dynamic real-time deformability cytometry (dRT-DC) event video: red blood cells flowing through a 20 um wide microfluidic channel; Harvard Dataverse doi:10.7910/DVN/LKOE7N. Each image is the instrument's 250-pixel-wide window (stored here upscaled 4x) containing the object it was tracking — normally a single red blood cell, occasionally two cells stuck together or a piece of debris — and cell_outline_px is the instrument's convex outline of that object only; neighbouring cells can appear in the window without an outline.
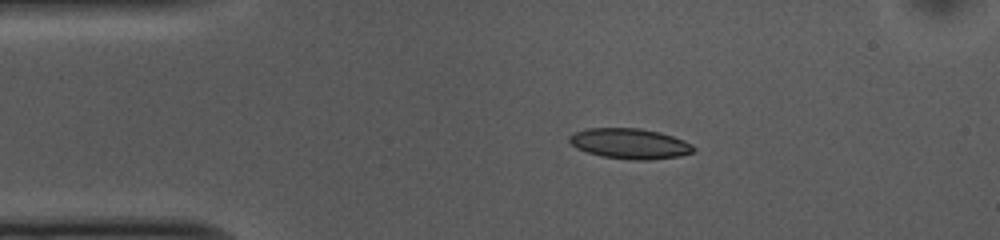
{"species": "common noctule bat (a hibernating species)", "species_latin": "Nyctalus noctula", "temperature_condition": "cold", "stored_images_in_passage": 51, "camera_frame_rate_fps": 3000, "um_per_image_px": 0.085, "animal": {"sex": "female", "body_mass_g": 10.0, "forearm_length_mm": 53.1}, "frame": {"image": 1, "passage_image": 8, "time_ms": 2.333, "image_size_px": [1000, 240], "cell_outline_px": [[696, 148], [692, 152], [680, 156], [652, 160], [632, 160], [600, 156], [576, 148], [568, 140], [568, 136], [576, 132], [588, 128], [640, 128], [660, 132], [684, 140], [692, 144]], "centroid_in_image_um": [53.55, 12.21], "position_along_channel_um": 31.5, "area_um2": 22.08}}
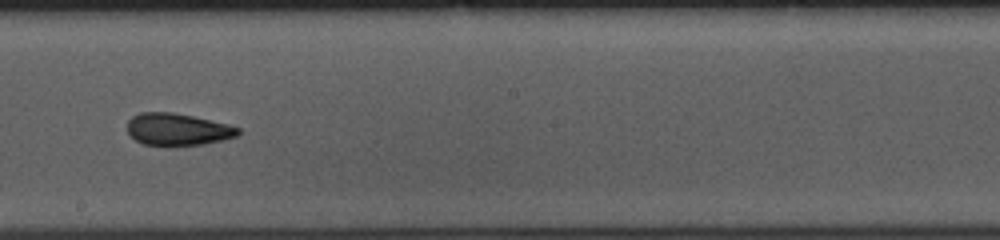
{"frame": {"image": 2, "passage_image": 27, "time_ms": 8.667, "image_size_px": [1000, 240], "cell_outline_px": [[240, 132], [236, 136], [204, 144], [168, 148], [144, 144], [136, 140], [128, 132], [128, 120], [132, 116], [140, 112], [172, 112], [192, 116], [228, 124], [240, 128]], "centroid_in_image_um": [15.07, 11.02], "position_along_channel_um": 233.1, "area_um2": 21.1}}
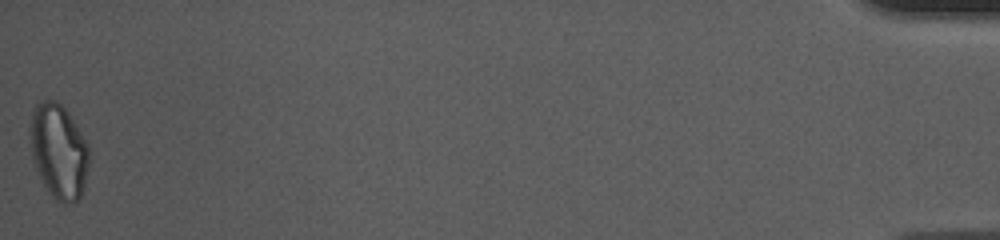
{"frame": {"image": 3, "passage_image": 51, "time_ms": 16.667, "image_size_px": [1000, 240], "cell_outline_px": [[88, 168], [84, 184], [80, 196], [72, 204], [60, 204], [48, 192], [32, 160], [28, 128], [32, 112], [36, 104], [40, 100], [56, 100], [68, 112], [88, 144]], "centroid_in_image_um": [4.95, 12.84], "position_along_channel_um": 430.2, "area_um2": 32.71}, "authors_computed_cell_mechanics": {"area_um2": 21.5016, "velocity_mm_per_s": 3.7345, "shape_relaxation_time_tau1_ms": 8.4911, "shape_relaxation_time_tau2_ms": 3.3879, "deformation_change_tau1": 0.1742, "deformation_change_tau2": 0.1022}}